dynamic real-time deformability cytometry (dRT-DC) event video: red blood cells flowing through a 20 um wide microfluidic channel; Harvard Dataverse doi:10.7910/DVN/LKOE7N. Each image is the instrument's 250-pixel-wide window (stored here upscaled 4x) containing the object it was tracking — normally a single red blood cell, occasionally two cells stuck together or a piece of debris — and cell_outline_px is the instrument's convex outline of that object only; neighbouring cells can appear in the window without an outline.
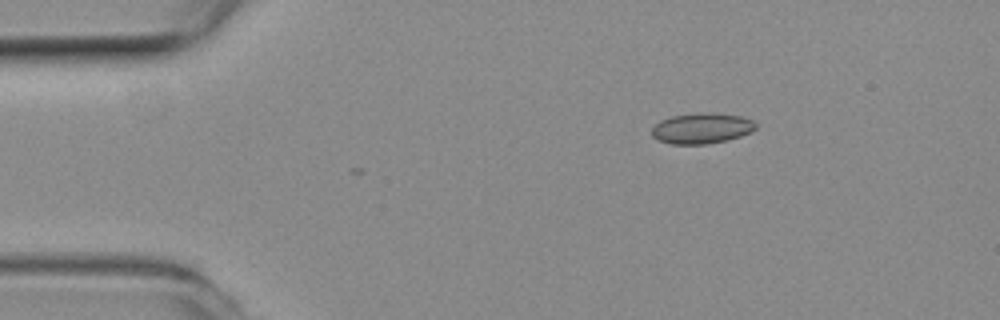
{"species": "common noctule bat (a hibernating species)", "species_latin": "Nyctalus noctula", "temperature_condition": "room temperature", "stored_images_in_passage": 39, "camera_frame_rate_fps": 3000, "um_per_image_px": 0.085, "animal": {"sex": "female", "body_mass_g": 19.3, "forearm_length_mm": 54.1}, "frame": {"image": 1, "passage_image": 1, "time_ms": 0.0, "image_size_px": [1000, 320], "cell_outline_px": [[756, 128], [752, 132], [728, 140], [708, 144], [672, 144], [660, 140], [652, 136], [652, 128], [660, 120], [672, 116], [704, 112], [712, 112], [740, 116], [752, 120], [756, 124]], "centroid_in_image_um": [59.67, 10.9], "position_along_channel_um": 25.3, "area_um2": 18.55}}
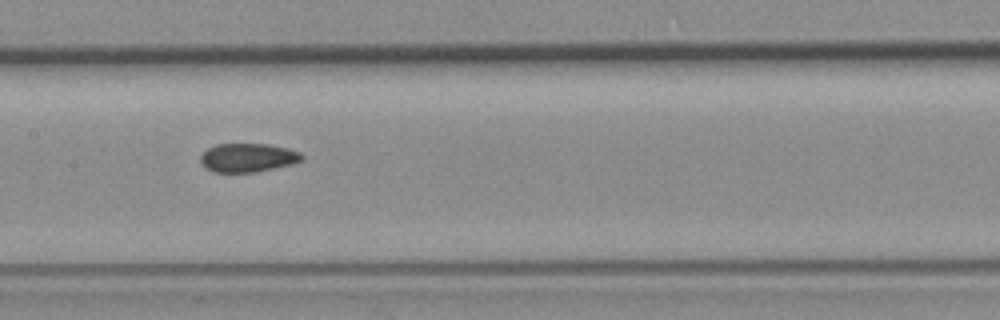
{"frame": {"image": 2, "passage_image": 19, "time_ms": 6.0, "image_size_px": [1000, 320], "cell_outline_px": [[304, 156], [300, 160], [292, 164], [256, 172], [212, 172], [200, 160], [200, 156], [208, 148], [216, 144], [268, 144], [288, 148], [300, 152]], "centroid_in_image_um": [21.08, 13.39], "position_along_channel_um": 186.3, "area_um2": 16.82}}
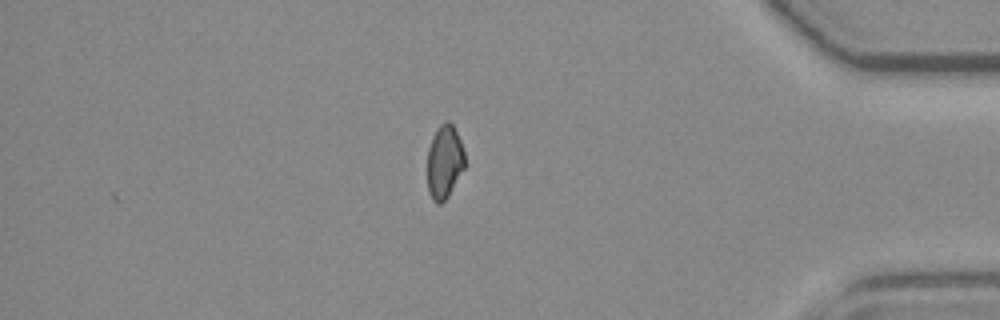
{"frame": {"image": 3, "passage_image": 39, "time_ms": 12.667, "image_size_px": [1000, 320], "cell_outline_px": [[464, 168], [448, 196], [440, 204], [436, 204], [432, 200], [428, 192], [428, 148], [432, 136], [436, 128], [444, 120], [448, 120], [452, 124], [460, 140], [464, 152]], "centroid_in_image_um": [37.76, 13.74], "position_along_channel_um": 397.4, "area_um2": 16.07}, "authors_computed_cell_mechanics": {"area_um2": 17.2822, "velocity_mm_per_s": 3.7297, "shape_relaxation_time_tau1_ms": null, "shape_relaxation_time_tau2_ms": 2.4038, "deformation_change_tau1": null, "deformation_change_tau2": 0.075}}